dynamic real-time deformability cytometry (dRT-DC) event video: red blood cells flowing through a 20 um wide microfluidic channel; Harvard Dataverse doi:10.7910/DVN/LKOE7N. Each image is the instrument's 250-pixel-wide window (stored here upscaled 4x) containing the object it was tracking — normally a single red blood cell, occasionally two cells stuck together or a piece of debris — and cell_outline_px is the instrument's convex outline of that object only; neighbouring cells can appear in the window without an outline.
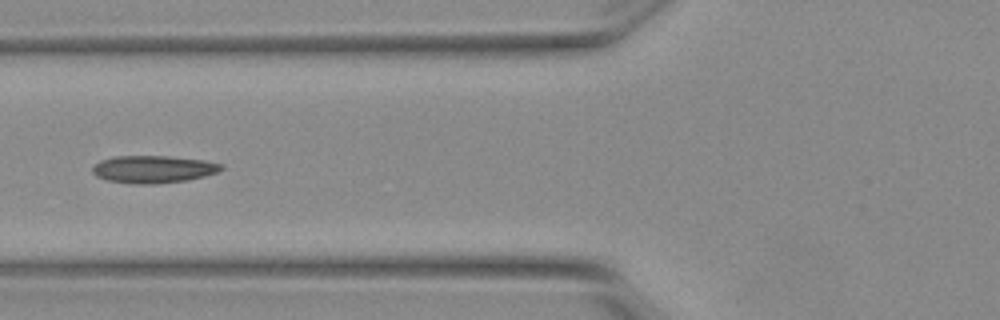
{"species": "Egyptian fruit bat (a non-hibernating species)", "species_latin": "Rousettus aegyptiacus", "temperature_condition": "warm", "stored_images_in_passage": 29, "segment_of_instrument_passage": [2, 2], "camera_frame_rate_fps": 3000, "um_per_image_px": 0.085, "animal": {"sex": "female"}, "frame": {"image": 1, "passage_image": 22, "time_ms": 7.0, "image_size_px": [1000, 320], "cell_outline_px": [[224, 168], [216, 172], [204, 176], [188, 180], [156, 184], [132, 184], [108, 180], [96, 176], [92, 172], [92, 168], [100, 160], [112, 156], [168, 156], [204, 160], [224, 164]], "centroid_in_image_um": [13.03, 14.38], "position_along_channel_um": 112.8, "area_um2": 20.69}}
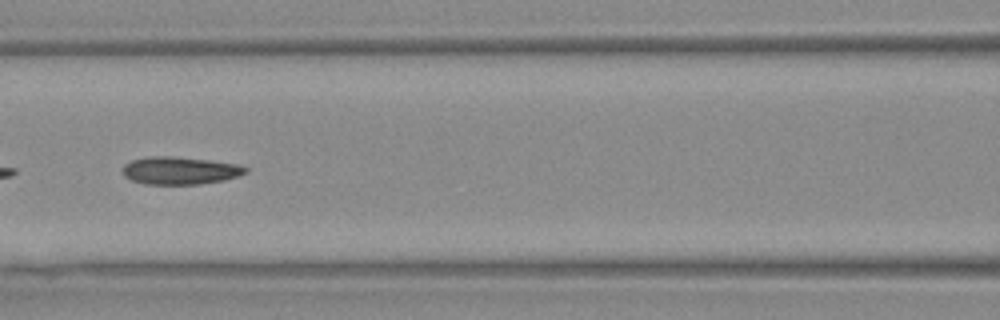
{"frame": {"image": 2, "passage_image": 25, "time_ms": 8.0, "image_size_px": [1000, 320], "cell_outline_px": [[248, 172], [224, 180], [200, 184], [144, 184], [132, 180], [124, 176], [124, 164], [132, 160], [152, 156], [168, 156], [208, 160], [236, 164], [248, 168]], "centroid_in_image_um": [15.29, 14.5], "position_along_channel_um": 151.3, "area_um2": 19.54}}
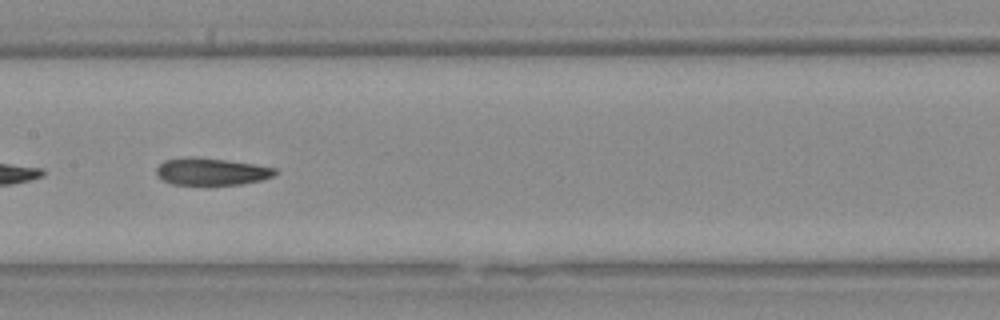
{"frame": {"image": 3, "passage_image": 28, "time_ms": 9.0, "image_size_px": [1000, 320], "cell_outline_px": [[276, 176], [260, 180], [240, 184], [208, 188], [172, 184], [156, 176], [156, 168], [164, 160], [180, 156], [196, 156], [228, 160], [256, 164], [276, 168]], "centroid_in_image_um": [17.93, 14.61], "position_along_channel_um": 189.5, "area_um2": 20.0}}